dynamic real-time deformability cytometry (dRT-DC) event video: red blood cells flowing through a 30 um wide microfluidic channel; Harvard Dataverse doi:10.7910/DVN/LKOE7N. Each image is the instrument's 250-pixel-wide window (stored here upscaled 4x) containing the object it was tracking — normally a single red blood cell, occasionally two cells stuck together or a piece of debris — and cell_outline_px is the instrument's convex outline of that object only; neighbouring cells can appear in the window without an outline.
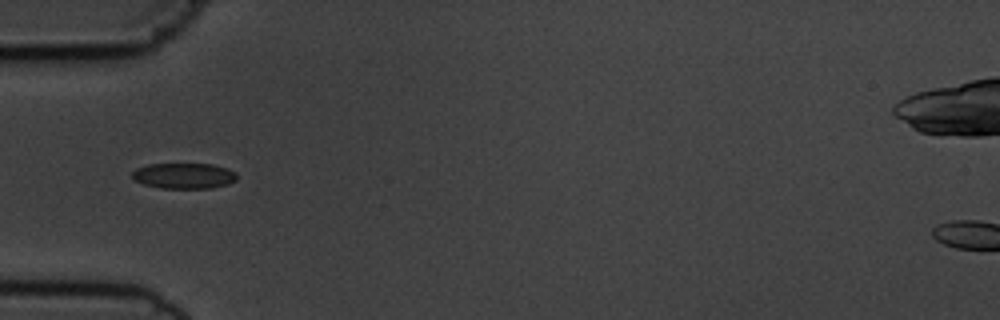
{"species": "common noctule bat (a hibernating species)", "species_latin": "Nyctalus noctula", "temperature_condition": "cold", "stored_images_in_passage": 7, "segment_of_instrument_passage": [2, 2], "camera_frame_rate_fps": 3000, "um_per_image_px": 0.085, "animal": {"sex": "male", "body_mass_g": 19.5, "forearm_length_mm": 54.6}, "frame": {"image": 1, "passage_image": 6, "time_ms": 5.667, "image_size_px": [1000, 320], "cell_outline_px": [[236, 180], [228, 184], [212, 188], [160, 188], [144, 184], [132, 180], [132, 172], [136, 168], [148, 164], [212, 164], [228, 168], [236, 172]], "centroid_in_image_um": [15.62, 14.94], "position_along_channel_um": 69.4, "area_um2": 15.78}}
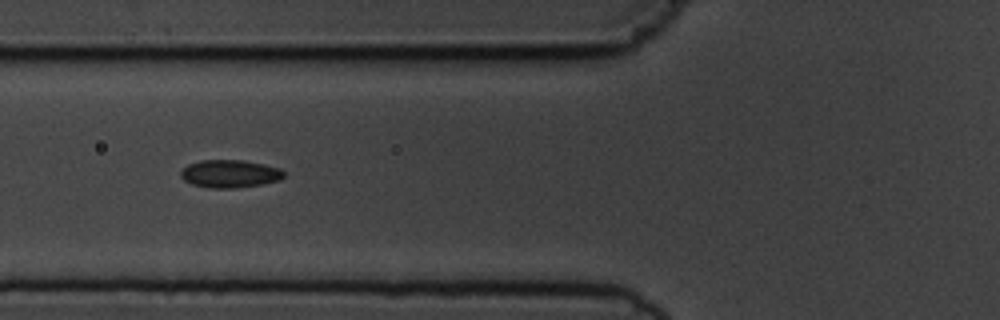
{"frame": {"image": 2, "passage_image": 7, "time_ms": 6.667, "image_size_px": [1000, 320], "cell_outline_px": [[284, 176], [280, 180], [260, 184], [236, 188], [212, 188], [192, 184], [184, 180], [180, 176], [180, 172], [188, 164], [200, 160], [244, 160], [264, 164], [280, 168], [284, 172]], "centroid_in_image_um": [19.53, 14.76], "position_along_channel_um": 106.3, "area_um2": 16.7}}